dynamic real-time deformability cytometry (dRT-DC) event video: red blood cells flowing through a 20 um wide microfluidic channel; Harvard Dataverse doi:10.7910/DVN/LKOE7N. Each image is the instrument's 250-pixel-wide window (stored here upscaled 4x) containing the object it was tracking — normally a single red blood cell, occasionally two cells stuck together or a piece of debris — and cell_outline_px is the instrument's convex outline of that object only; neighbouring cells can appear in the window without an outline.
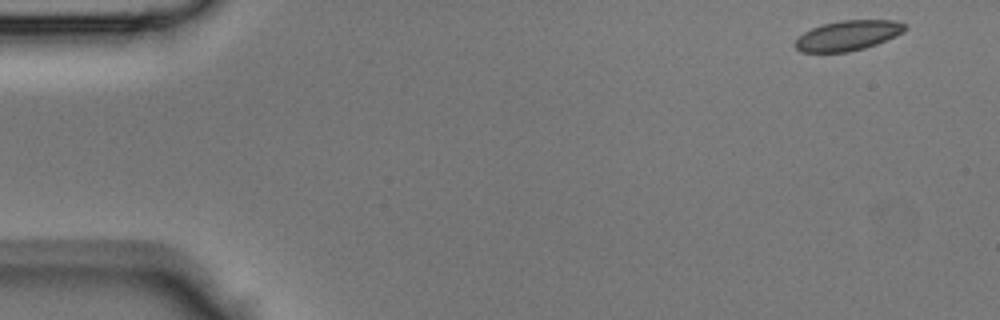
{"species": "Egyptian fruit bat (a non-hibernating species)", "species_latin": "Rousettus aegyptiacus", "temperature_condition": "room temperature", "stored_images_in_passage": 10, "camera_frame_rate_fps": 3000, "um_per_image_px": 0.085, "animal": {"sex": "male"}, "frame": {"image": 1, "passage_image": 1, "time_ms": 0.0, "image_size_px": [1000, 320], "cell_outline_px": [[908, 28], [904, 32], [876, 44], [864, 48], [848, 52], [800, 52], [792, 44], [804, 32], [812, 28], [824, 24], [840, 20], [896, 20], [908, 24]], "centroid_in_image_um": [72.09, 3.01], "position_along_channel_um": 12.9, "area_um2": 19.31}}